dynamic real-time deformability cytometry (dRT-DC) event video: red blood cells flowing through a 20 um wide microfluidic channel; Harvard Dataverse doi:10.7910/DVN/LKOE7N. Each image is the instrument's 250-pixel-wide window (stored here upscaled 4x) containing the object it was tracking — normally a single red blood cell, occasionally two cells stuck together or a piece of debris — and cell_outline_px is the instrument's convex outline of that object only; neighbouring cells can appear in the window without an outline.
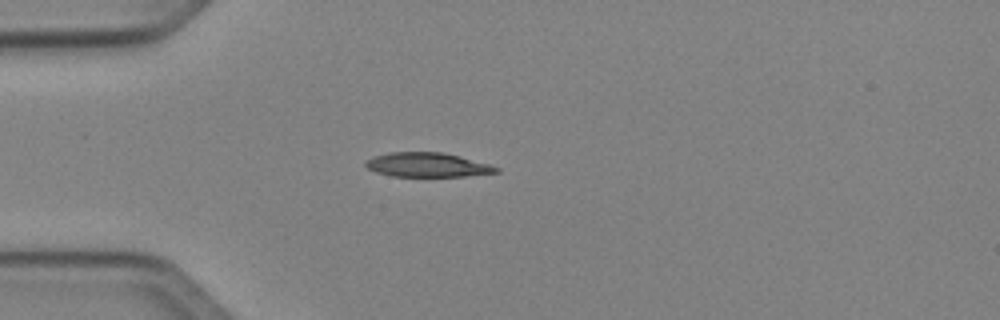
{"species": "Egyptian fruit bat (a non-hibernating species)", "species_latin": "Rousettus aegyptiacus", "temperature_condition": "cold", "stored_images_in_passage": 3, "camera_frame_rate_fps": 3000, "um_per_image_px": 0.085, "animal": {"sex": "female"}, "frame": {"image": 1, "passage_image": 3, "time_ms": 2.333, "image_size_px": [1000, 320], "cell_outline_px": [[500, 172], [464, 176], [392, 176], [376, 172], [368, 168], [364, 164], [372, 156], [388, 152], [444, 152], [460, 156], [488, 164], [500, 168]], "centroid_in_image_um": [36.32, 14.0], "position_along_channel_um": 48.7, "area_um2": 18.44}}